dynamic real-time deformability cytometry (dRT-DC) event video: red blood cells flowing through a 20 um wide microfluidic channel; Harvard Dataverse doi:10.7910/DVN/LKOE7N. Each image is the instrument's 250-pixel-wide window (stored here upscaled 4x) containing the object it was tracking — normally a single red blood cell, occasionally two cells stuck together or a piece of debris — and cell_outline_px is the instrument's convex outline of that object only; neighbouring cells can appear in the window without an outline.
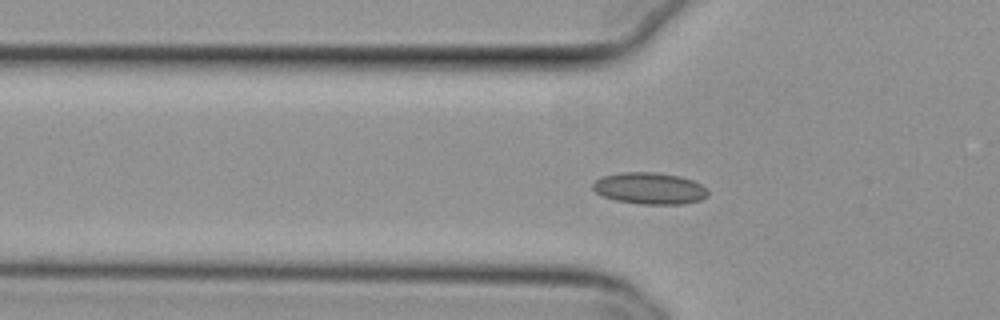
{"species": "common noctule bat (a hibernating species)", "species_latin": "Nyctalus noctula", "temperature_condition": "cold", "stored_images_in_passage": 43, "camera_frame_rate_fps": 3000, "um_per_image_px": 0.085, "animal": {"sex": "female", "body_mass_g": 29.2, "forearm_length_mm": 56.3}, "frame": {"image": 1, "passage_image": 6, "time_ms": 1.667, "image_size_px": [1000, 320], "cell_outline_px": [[708, 196], [700, 200], [684, 204], [640, 204], [616, 200], [604, 196], [596, 192], [592, 188], [592, 184], [600, 176], [620, 172], [652, 172], [680, 176], [692, 180], [700, 184], [708, 192]], "centroid_in_image_um": [55.19, 16.01], "position_along_channel_um": 70.6, "area_um2": 21.21}}
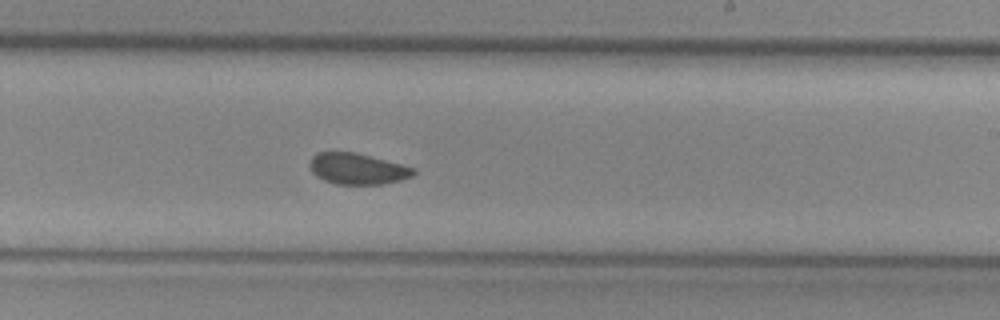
{"frame": {"image": 2, "passage_image": 21, "time_ms": 6.667, "image_size_px": [1000, 320], "cell_outline_px": [[416, 172], [412, 176], [400, 180], [384, 184], [336, 184], [324, 180], [316, 176], [312, 172], [308, 164], [312, 156], [316, 152], [356, 152], [416, 168]], "centroid_in_image_um": [30.36, 14.34], "position_along_channel_um": 258.6, "area_um2": 18.9}}
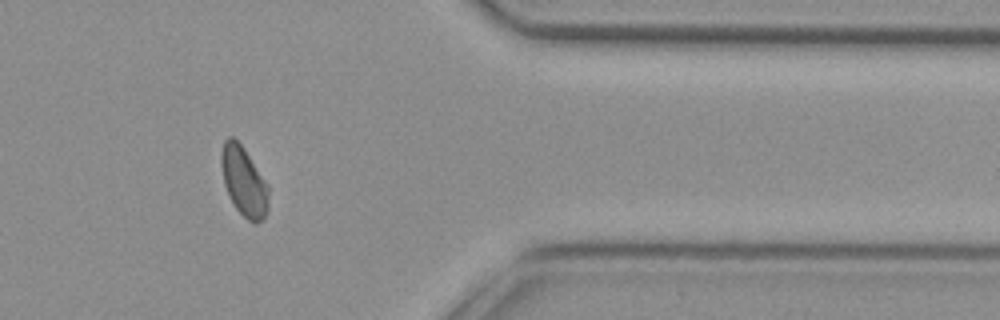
{"frame": {"image": 3, "passage_image": 33, "time_ms": 10.667, "image_size_px": [1000, 320], "cell_outline_px": [[268, 212], [264, 220], [256, 224], [252, 224], [236, 208], [224, 184], [220, 164], [220, 156], [224, 140], [228, 136], [232, 136], [244, 148], [268, 184]], "centroid_in_image_um": [20.74, 15.43], "position_along_channel_um": 390.7, "area_um2": 19.25}, "authors_computed_cell_mechanics": {"area_um2": 19.4208, "velocity_mm_per_s": 3.7703, "shape_relaxation_time_tau1_ms": null, "shape_relaxation_time_tau2_ms": 2.4732, "deformation_change_tau1": null, "deformation_change_tau2": 0.0535}}